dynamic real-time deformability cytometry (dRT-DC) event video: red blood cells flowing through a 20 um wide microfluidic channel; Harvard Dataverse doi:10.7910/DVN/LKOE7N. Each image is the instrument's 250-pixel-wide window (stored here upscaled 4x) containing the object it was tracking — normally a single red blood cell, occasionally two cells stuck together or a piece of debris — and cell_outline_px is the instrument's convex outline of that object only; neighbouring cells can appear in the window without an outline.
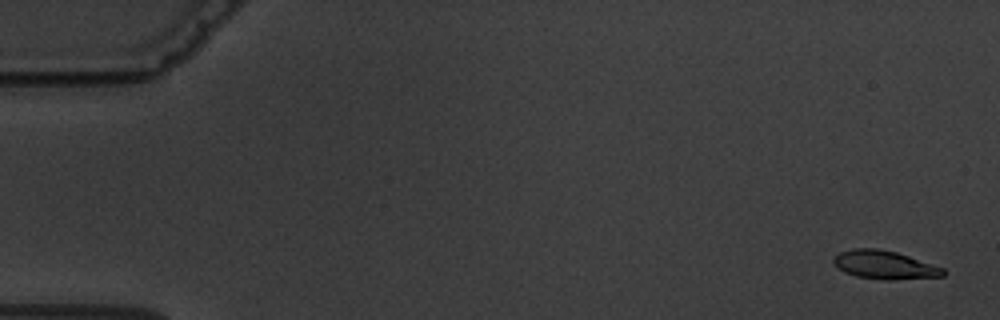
{"species": "common noctule bat (a hibernating species)", "species_latin": "Nyctalus noctula", "temperature_condition": "warm", "stored_images_in_passage": 8, "camera_frame_rate_fps": 3000, "um_per_image_px": 0.085, "animal": {"sex": "male", "body_mass_g": 19.5, "forearm_length_mm": 54.6}, "frame": {"image": 1, "passage_image": 1, "time_ms": 0.0, "image_size_px": [1000, 320], "cell_outline_px": [[944, 276], [892, 280], [884, 280], [856, 276], [844, 272], [832, 260], [840, 252], [852, 248], [876, 248], [896, 252], [944, 268]], "centroid_in_image_um": [75.19, 22.52], "position_along_channel_um": 9.8, "area_um2": 17.92}}
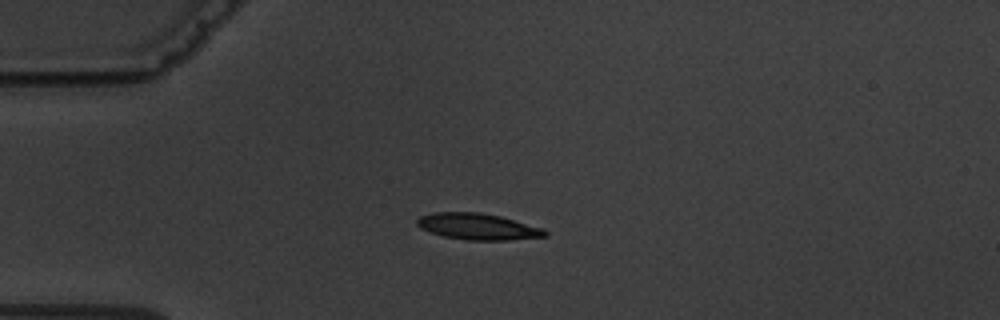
{"frame": {"image": 2, "passage_image": 5, "time_ms": 4.333, "image_size_px": [1000, 320], "cell_outline_px": [[548, 236], [508, 240], [468, 240], [444, 236], [420, 228], [416, 224], [416, 220], [420, 216], [432, 212], [480, 212], [500, 216], [544, 228], [548, 232]], "centroid_in_image_um": [40.63, 19.25], "position_along_channel_um": 44.4, "area_um2": 19.65}}
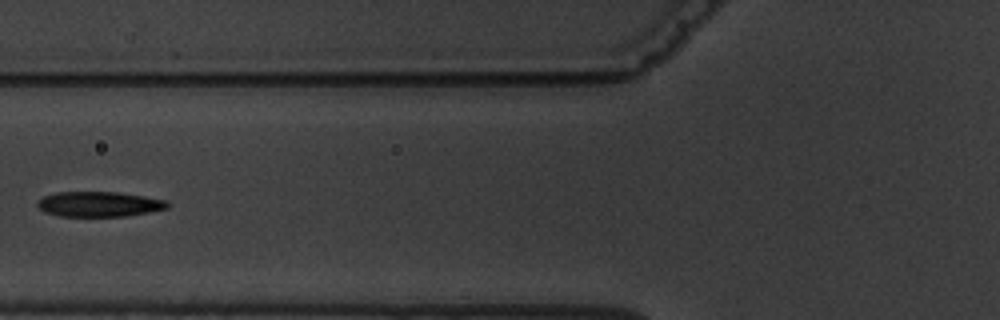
{"frame": {"image": 3, "passage_image": 7, "time_ms": 7.0, "image_size_px": [1000, 320], "cell_outline_px": [[168, 208], [128, 216], [60, 216], [44, 212], [36, 204], [36, 200], [44, 196], [56, 192], [116, 192], [144, 196], [164, 200], [168, 204]], "centroid_in_image_um": [8.37, 17.35], "position_along_channel_um": 117.4, "area_um2": 18.96}}